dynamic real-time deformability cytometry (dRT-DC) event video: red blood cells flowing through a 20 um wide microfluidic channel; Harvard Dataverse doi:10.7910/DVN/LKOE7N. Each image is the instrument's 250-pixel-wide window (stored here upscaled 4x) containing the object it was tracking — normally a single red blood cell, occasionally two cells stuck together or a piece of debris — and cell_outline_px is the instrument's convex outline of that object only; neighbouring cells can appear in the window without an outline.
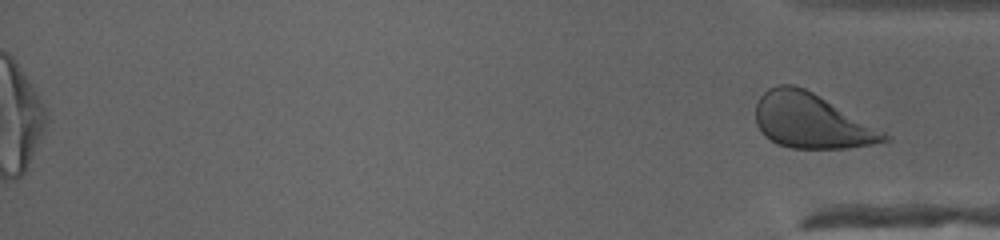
{"species": "human", "species_latin": "Homo sapiens", "temperature_condition": "cold", "stored_images_in_passage": 48, "segment_of_instrument_passage": [2, 2], "camera_frame_rate_fps": 3000, "um_per_image_px": 0.085, "donor": {"sex": "female"}, "frame": {"image": 1, "passage_image": 48, "time_ms": 15.667, "image_size_px": [1000, 240], "cell_outline_px": [[892, 140], [872, 144], [848, 148], [792, 148], [776, 144], [764, 136], [756, 124], [756, 104], [760, 96], [768, 88], [780, 84], [792, 84], [804, 88], [812, 92], [892, 136]], "centroid_in_image_um": [68.94, 10.29], "position_along_channel_um": 366.3, "area_um2": 40.75}}